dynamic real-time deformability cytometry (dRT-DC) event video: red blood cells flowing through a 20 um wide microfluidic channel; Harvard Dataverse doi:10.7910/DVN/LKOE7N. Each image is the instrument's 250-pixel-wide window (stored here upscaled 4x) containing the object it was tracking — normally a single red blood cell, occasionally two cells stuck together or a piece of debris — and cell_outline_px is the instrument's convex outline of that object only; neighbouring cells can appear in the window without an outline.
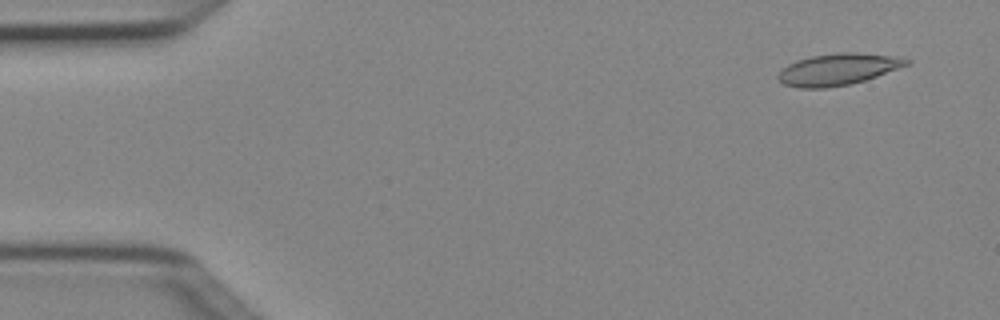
{"species": "Egyptian fruit bat (a non-hibernating species)", "species_latin": "Rousettus aegyptiacus", "temperature_condition": "cold", "stored_images_in_passage": 4, "camera_frame_rate_fps": 3000, "um_per_image_px": 0.085, "animal": {"sex": "female"}, "frame": {"image": 1, "passage_image": 1, "time_ms": 0.0, "image_size_px": [1000, 320], "cell_outline_px": [[912, 60], [908, 64], [876, 76], [864, 80], [848, 84], [824, 88], [800, 88], [784, 84], [776, 76], [788, 64], [796, 60], [812, 56], [836, 52], [856, 52], [892, 56]], "centroid_in_image_um": [71.19, 5.88], "position_along_channel_um": 13.8, "area_um2": 23.29}}
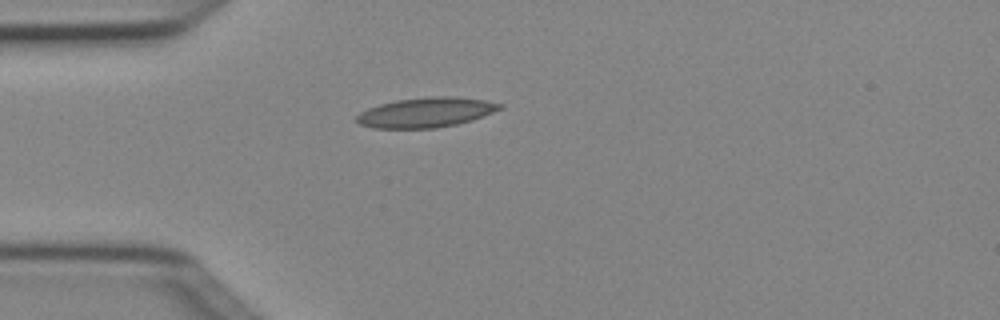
{"frame": {"image": 2, "passage_image": 4, "time_ms": 1.0, "image_size_px": [1000, 320], "cell_outline_px": [[504, 108], [472, 120], [456, 124], [436, 128], [372, 128], [360, 124], [352, 120], [360, 112], [368, 108], [380, 104], [396, 100], [428, 96], [452, 96], [484, 100], [504, 104]], "centroid_in_image_um": [36.19, 9.55], "position_along_channel_um": 48.8, "area_um2": 25.09}}